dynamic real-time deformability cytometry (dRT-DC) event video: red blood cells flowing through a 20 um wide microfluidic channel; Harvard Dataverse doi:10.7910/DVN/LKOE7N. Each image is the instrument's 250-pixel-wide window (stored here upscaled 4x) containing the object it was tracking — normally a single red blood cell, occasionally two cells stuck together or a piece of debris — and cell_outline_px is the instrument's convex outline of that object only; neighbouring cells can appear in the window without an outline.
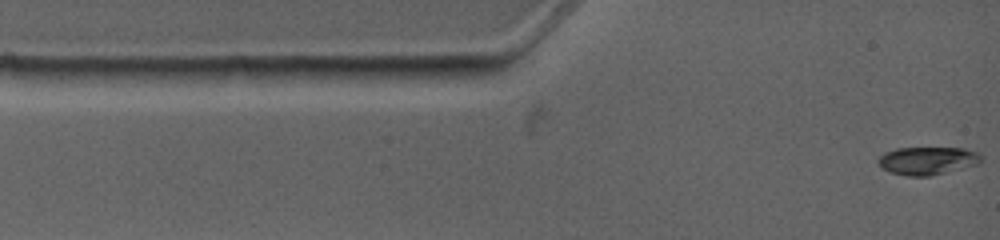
{"species": "common noctule bat (a hibernating species)", "species_latin": "Nyctalus noctula", "temperature_condition": "warm", "stored_images_in_passage": 3, "camera_frame_rate_fps": 4500, "um_per_image_px": 0.085, "animal": {"sex": "female", "body_mass_g": 19.0, "forearm_length_mm": 53.3}, "frame": {"image": 1, "passage_image": 1, "time_ms": 0.0, "image_size_px": [1000, 240], "cell_outline_px": [[980, 160], [976, 164], [928, 176], [908, 176], [892, 172], [884, 168], [876, 160], [880, 156], [896, 148], [964, 148], [976, 152], [980, 156]], "centroid_in_image_um": [78.81, 13.64], "position_along_channel_um": 6.2, "area_um2": 16.18}}
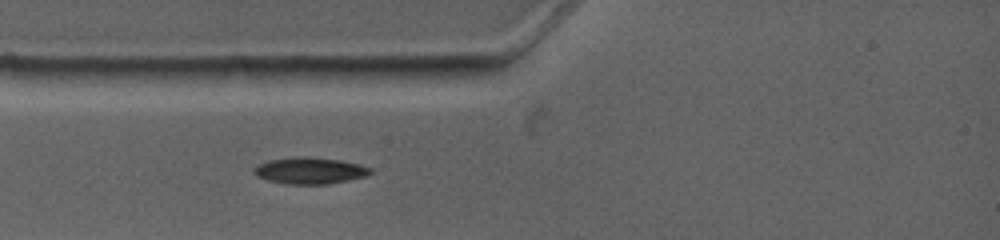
{"frame": {"image": 2, "passage_image": 3, "time_ms": 2.444, "image_size_px": [1000, 240], "cell_outline_px": [[372, 172], [364, 176], [348, 180], [328, 184], [288, 184], [268, 180], [256, 176], [252, 172], [252, 168], [268, 160], [296, 156], [304, 156], [340, 160], [360, 164], [372, 168]], "centroid_in_image_um": [26.31, 14.5], "position_along_channel_um": 58.7, "area_um2": 18.03}}